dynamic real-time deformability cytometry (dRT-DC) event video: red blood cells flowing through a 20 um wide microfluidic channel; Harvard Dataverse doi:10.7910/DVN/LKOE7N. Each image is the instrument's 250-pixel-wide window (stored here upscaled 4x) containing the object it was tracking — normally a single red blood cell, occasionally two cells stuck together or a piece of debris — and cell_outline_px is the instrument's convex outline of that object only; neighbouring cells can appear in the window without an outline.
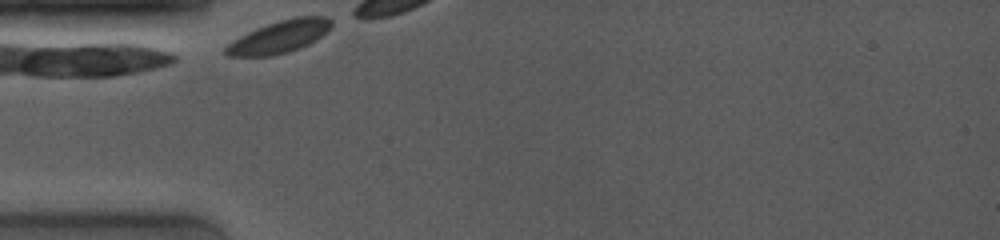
{"species": "common noctule bat (a hibernating species)", "species_latin": "Nyctalus noctula", "temperature_condition": "room temperature", "stored_images_in_passage": 4, "camera_frame_rate_fps": 4000, "um_per_image_px": 0.085, "animal": {"sex": "female", "body_mass_g": 19.0, "forearm_length_mm": 53.3}, "frame": {"image": 1, "passage_image": 1, "time_ms": 0.0, "image_size_px": [1000, 240], "cell_outline_px": [[332, 24], [316, 40], [300, 48], [288, 52], [272, 56], [228, 56], [224, 52], [224, 48], [228, 44], [240, 36], [256, 28], [280, 20], [296, 16], [328, 16], [332, 20]], "centroid_in_image_um": [23.74, 3.13], "position_along_channel_um": 61.3, "area_um2": 19.77}}